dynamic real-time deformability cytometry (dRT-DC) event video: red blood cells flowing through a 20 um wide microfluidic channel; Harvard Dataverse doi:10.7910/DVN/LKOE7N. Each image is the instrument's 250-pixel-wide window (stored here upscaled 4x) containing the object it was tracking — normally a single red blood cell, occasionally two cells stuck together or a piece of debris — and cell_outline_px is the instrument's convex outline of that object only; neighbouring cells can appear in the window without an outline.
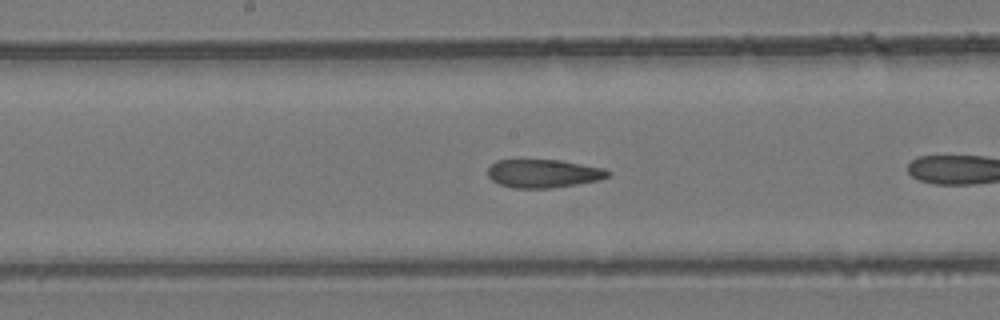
{"species": "common noctule bat (a hibernating species)", "species_latin": "Nyctalus noctula", "temperature_condition": "room temperature", "stored_images_in_passage": 13, "camera_frame_rate_fps": 3000, "um_per_image_px": 0.085, "animal": {"sex": "female", "body_mass_g": 24.6, "forearm_length_mm": 56.2}, "frame": {"image": 1, "passage_image": 8, "time_ms": 2.333, "image_size_px": [1000, 320], "cell_outline_px": [[612, 172], [608, 176], [600, 180], [552, 188], [512, 188], [500, 184], [492, 180], [488, 176], [488, 168], [496, 160], [560, 160], [604, 168]], "centroid_in_image_um": [46.2, 14.75], "position_along_channel_um": 202.0, "area_um2": 19.83}}